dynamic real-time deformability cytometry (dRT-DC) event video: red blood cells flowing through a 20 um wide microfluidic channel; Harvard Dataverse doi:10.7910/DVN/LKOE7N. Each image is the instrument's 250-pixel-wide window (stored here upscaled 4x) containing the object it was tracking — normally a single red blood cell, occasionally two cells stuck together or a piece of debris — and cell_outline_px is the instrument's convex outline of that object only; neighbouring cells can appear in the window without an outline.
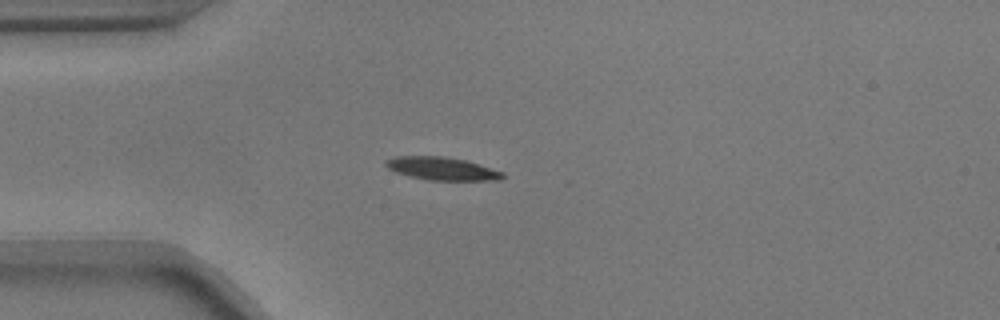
{"species": "common noctule bat (a hibernating species)", "species_latin": "Nyctalus noctula", "temperature_condition": "warm", "stored_images_in_passage": 41, "camera_frame_rate_fps": 3000, "um_per_image_px": 0.085, "animal": {"sex": "male", "body_mass_g": 17.9}, "frame": {"image": 1, "passage_image": 1, "time_ms": 0.0, "image_size_px": [1000, 320], "cell_outline_px": [[504, 176], [500, 180], [428, 180], [396, 172], [388, 168], [384, 164], [384, 160], [396, 156], [444, 156], [464, 160], [504, 172]], "centroid_in_image_um": [37.54, 14.32], "position_along_channel_um": 47.5, "area_um2": 15.49}}
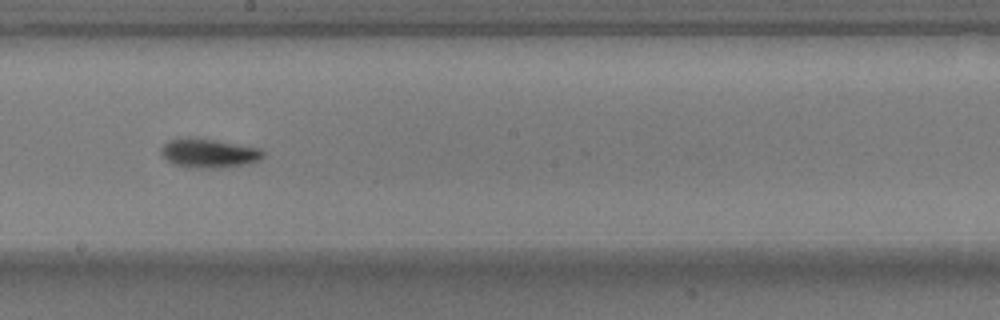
{"frame": {"image": 2, "passage_image": 17, "time_ms": 5.333, "image_size_px": [1000, 320], "cell_outline_px": [[264, 156], [260, 160], [248, 164], [216, 168], [200, 168], [172, 164], [160, 152], [160, 148], [168, 140], [192, 136], [216, 140], [260, 148], [264, 152]], "centroid_in_image_um": [17.75, 13.0], "position_along_channel_um": 230.4, "area_um2": 17.4}}
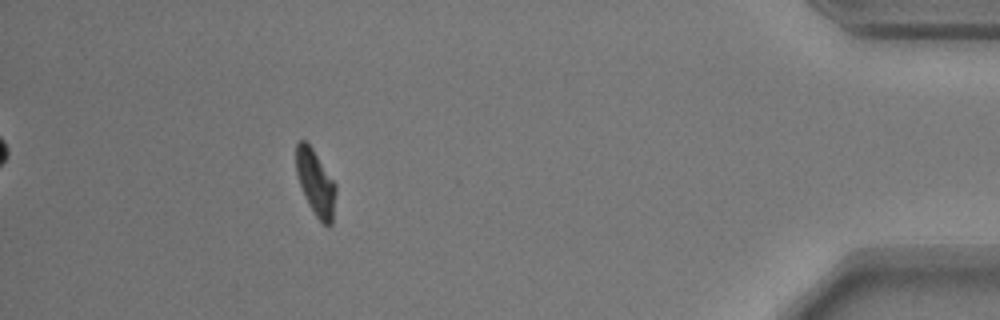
{"frame": {"image": 3, "passage_image": 36, "time_ms": 11.667, "image_size_px": [1000, 320], "cell_outline_px": [[336, 192], [332, 224], [328, 228], [312, 212], [308, 204], [300, 184], [296, 172], [296, 144], [300, 140], [304, 140], [312, 148], [336, 184]], "centroid_in_image_um": [26.83, 15.57], "position_along_channel_um": 408.4, "area_um2": 15.09}, "authors_computed_cell_mechanics": {"area_um2": 15.8372, "velocity_mm_per_s": 3.684, "shape_relaxation_time_tau1_ms": 3.0397, "shape_relaxation_time_tau2_ms": 3.9536, "deformation_change_tau1": 0.1515, "deformation_change_tau2": 0.0945}}